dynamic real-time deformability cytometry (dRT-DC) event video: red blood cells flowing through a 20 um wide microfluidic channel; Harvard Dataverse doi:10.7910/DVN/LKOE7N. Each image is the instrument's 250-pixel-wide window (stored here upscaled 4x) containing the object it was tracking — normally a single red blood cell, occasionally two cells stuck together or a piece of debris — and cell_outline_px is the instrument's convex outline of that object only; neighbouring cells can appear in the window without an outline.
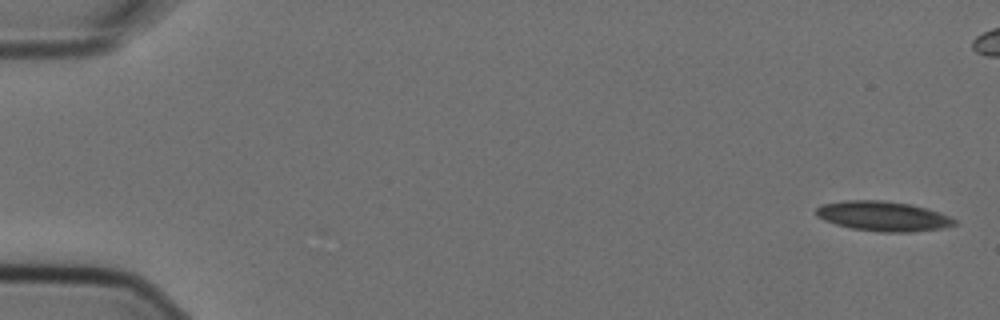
{"species": "Egyptian fruit bat (a non-hibernating species)", "species_latin": "Rousettus aegyptiacus", "temperature_condition": "cold", "stored_images_in_passage": 4, "camera_frame_rate_fps": 3000, "um_per_image_px": 0.085, "animal": {"sex": "female"}, "frame": {"image": 1, "passage_image": 1, "time_ms": 0.0, "image_size_px": [1000, 320], "cell_outline_px": [[956, 224], [944, 228], [912, 232], [880, 232], [852, 228], [836, 224], [824, 220], [816, 216], [816, 208], [820, 204], [844, 200], [884, 200], [908, 204], [924, 208], [948, 216], [956, 220]], "centroid_in_image_um": [75.01, 18.37], "position_along_channel_um": 10.0, "area_um2": 23.93}}